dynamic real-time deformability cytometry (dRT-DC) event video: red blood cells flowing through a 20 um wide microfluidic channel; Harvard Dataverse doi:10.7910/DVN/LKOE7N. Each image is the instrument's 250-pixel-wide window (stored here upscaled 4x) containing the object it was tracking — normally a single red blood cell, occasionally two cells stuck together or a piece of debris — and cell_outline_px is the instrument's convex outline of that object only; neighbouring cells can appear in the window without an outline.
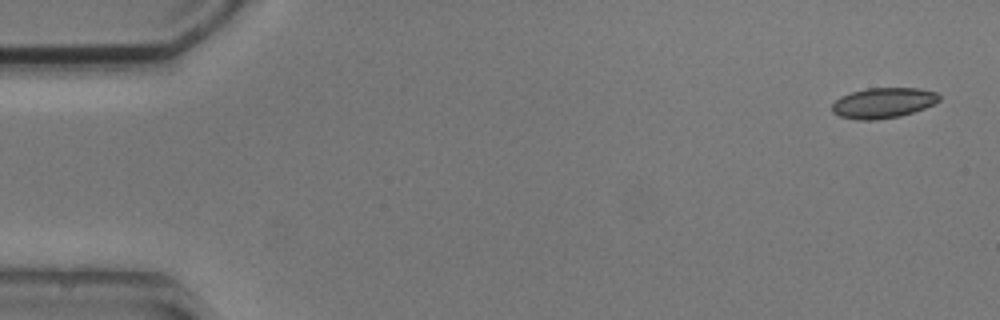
{"species": "common noctule bat (a hibernating species)", "species_latin": "Nyctalus noctula", "temperature_condition": "cold", "stored_images_in_passage": 6, "camera_frame_rate_fps": 3000, "um_per_image_px": 0.085, "animal": {"sex": "male", "body_mass_g": 20.5, "forearm_length_mm": 52.5}, "frame": {"image": 1, "passage_image": 1, "time_ms": 0.0, "image_size_px": [1000, 320], "cell_outline_px": [[940, 100], [924, 108], [900, 116], [872, 120], [860, 120], [840, 116], [832, 112], [832, 104], [840, 96], [852, 92], [868, 88], [920, 88], [936, 92], [940, 96]], "centroid_in_image_um": [75.06, 8.74], "position_along_channel_um": 9.9, "area_um2": 18.84}}
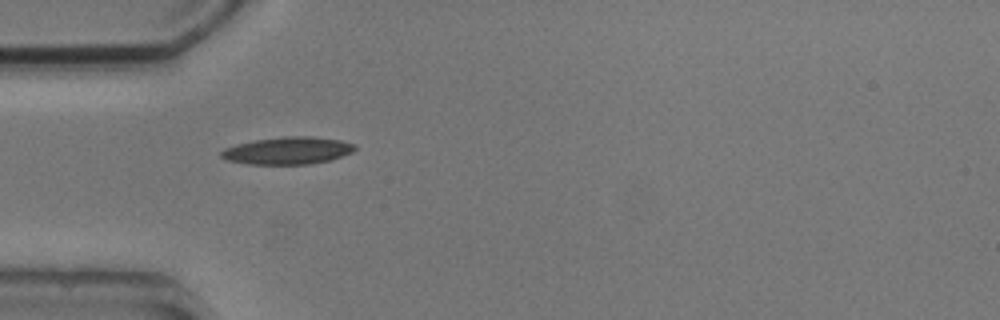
{"frame": {"image": 2, "passage_image": 5, "time_ms": 4.667, "image_size_px": [1000, 320], "cell_outline_px": [[356, 148], [352, 152], [332, 160], [308, 164], [248, 164], [228, 160], [220, 156], [220, 152], [224, 148], [236, 144], [256, 140], [284, 136], [312, 136], [340, 140], [356, 144]], "centroid_in_image_um": [24.47, 12.8], "position_along_channel_um": 60.5, "area_um2": 21.33}}